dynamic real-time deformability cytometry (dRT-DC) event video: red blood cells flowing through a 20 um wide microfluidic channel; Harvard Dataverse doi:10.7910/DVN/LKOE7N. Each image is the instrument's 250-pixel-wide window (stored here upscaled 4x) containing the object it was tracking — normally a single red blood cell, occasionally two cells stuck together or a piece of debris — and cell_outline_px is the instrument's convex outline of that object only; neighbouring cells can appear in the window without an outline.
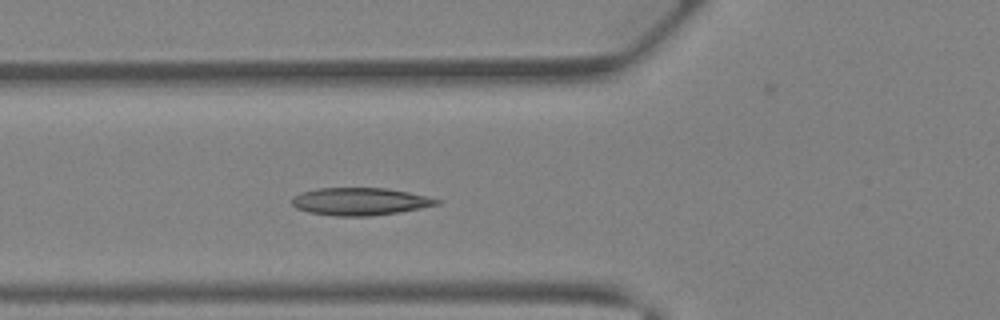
{"species": "Egyptian fruit bat (a non-hibernating species)", "species_latin": "Rousettus aegyptiacus", "temperature_condition": "warm", "stored_images_in_passage": 37, "camera_frame_rate_fps": 3000, "um_per_image_px": 0.085, "animal": {"sex": "female"}, "frame": {"image": 1, "passage_image": 11, "time_ms": 3.333, "image_size_px": [1000, 320], "cell_outline_px": [[440, 204], [400, 212], [372, 216], [336, 216], [308, 212], [296, 208], [292, 204], [292, 196], [300, 192], [316, 188], [384, 188], [408, 192], [440, 200]], "centroid_in_image_um": [30.55, 17.13], "position_along_channel_um": 95.3, "area_um2": 23.24}}
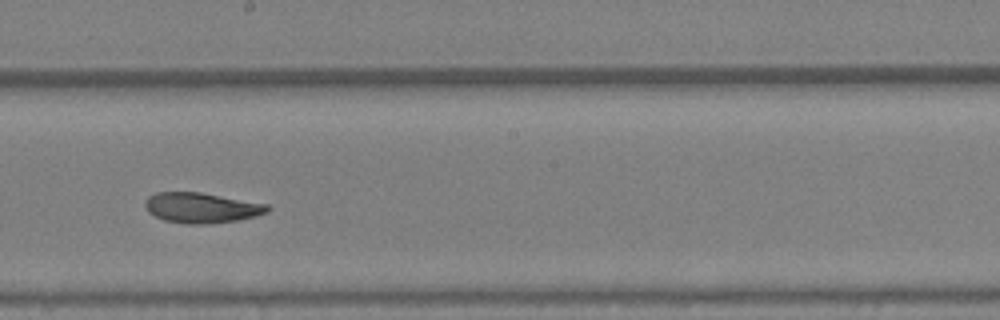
{"frame": {"image": 2, "passage_image": 19, "time_ms": 6.0, "image_size_px": [1000, 320], "cell_outline_px": [[272, 208], [268, 212], [256, 216], [236, 220], [208, 224], [184, 224], [164, 220], [148, 212], [144, 204], [148, 196], [156, 192], [200, 192], [268, 204]], "centroid_in_image_um": [17.13, 17.66], "position_along_channel_um": 231.1, "area_um2": 21.68}}
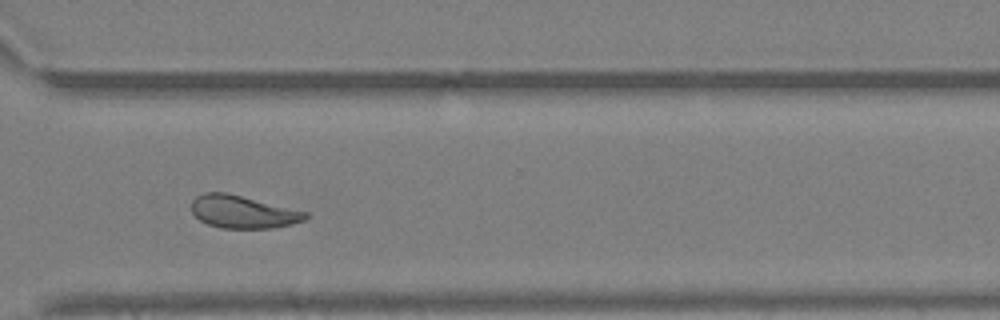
{"frame": {"image": 3, "passage_image": 26, "time_ms": 8.333, "image_size_px": [1000, 320], "cell_outline_px": [[308, 216], [304, 220], [292, 224], [272, 228], [220, 228], [208, 224], [200, 220], [192, 212], [192, 200], [196, 196], [204, 192], [224, 192], [308, 212]], "centroid_in_image_um": [20.63, 18.01], "position_along_channel_um": 350.0, "area_um2": 21.5}}